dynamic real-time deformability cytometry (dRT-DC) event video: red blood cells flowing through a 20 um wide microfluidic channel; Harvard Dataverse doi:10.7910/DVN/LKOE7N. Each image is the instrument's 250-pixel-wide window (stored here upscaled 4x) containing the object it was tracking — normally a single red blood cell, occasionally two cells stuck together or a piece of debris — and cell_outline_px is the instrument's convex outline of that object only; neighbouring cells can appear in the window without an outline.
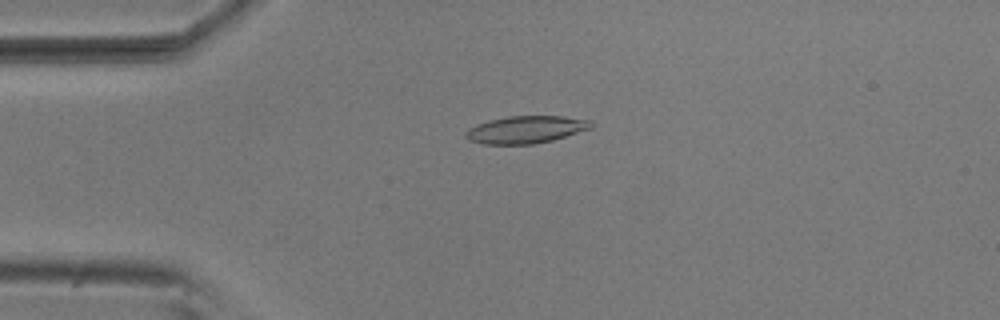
{"species": "common noctule bat (a hibernating species)", "species_latin": "Nyctalus noctula", "temperature_condition": "room temperature", "stored_images_in_passage": 54, "camera_frame_rate_fps": 3000, "um_per_image_px": 0.085, "animal": {"sex": "male", "body_mass_g": 20.5, "forearm_length_mm": 52.5}, "frame": {"image": 1, "passage_image": 13, "time_ms": 4.0, "image_size_px": [1000, 320], "cell_outline_px": [[592, 128], [552, 140], [532, 144], [484, 144], [468, 140], [464, 136], [464, 132], [468, 128], [476, 124], [488, 120], [508, 116], [564, 116], [592, 120]], "centroid_in_image_um": [44.67, 11.01], "position_along_channel_um": 40.3, "area_um2": 20.11}}
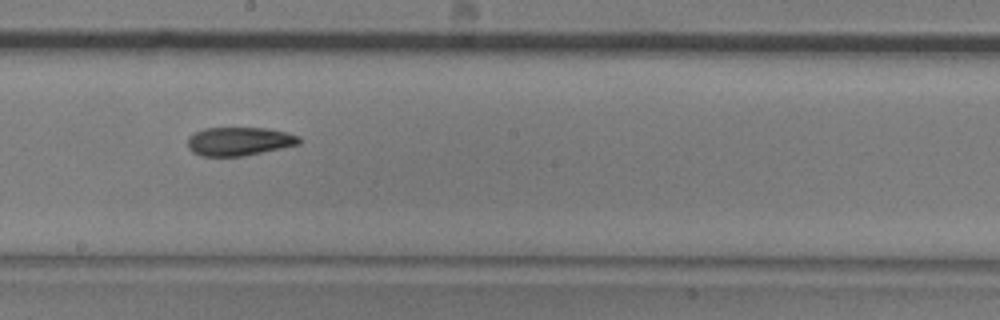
{"frame": {"image": 2, "passage_image": 30, "time_ms": 9.667, "image_size_px": [1000, 320], "cell_outline_px": [[300, 144], [244, 156], [200, 156], [192, 152], [188, 148], [188, 136], [204, 128], [268, 128], [300, 136]], "centroid_in_image_um": [20.31, 12.02], "position_along_channel_um": 227.9, "area_um2": 18.55}}
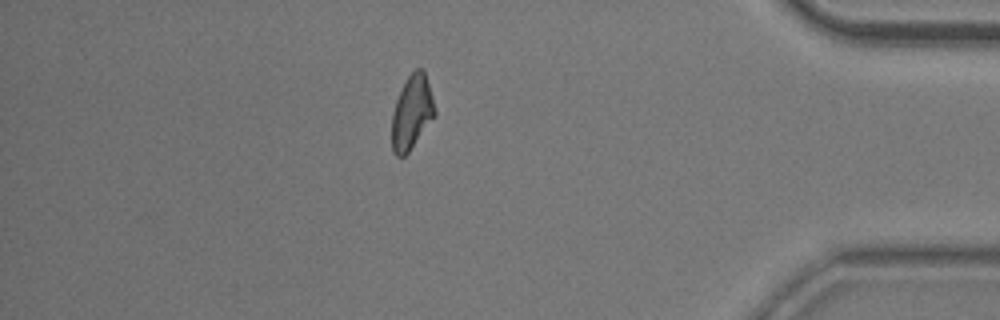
{"frame": {"image": 3, "passage_image": 47, "time_ms": 15.333, "image_size_px": [1000, 320], "cell_outline_px": [[436, 112], [408, 152], [404, 156], [396, 156], [392, 152], [392, 112], [396, 100], [408, 76], [416, 68], [420, 68], [424, 72], [432, 96]], "centroid_in_image_um": [34.97, 9.56], "position_along_channel_um": 400.2, "area_um2": 17.92}, "authors_computed_cell_mechanics": {"area_um2": 19.1607, "velocity_mm_per_s": 3.733, "shape_relaxation_time_tau1_ms": 5.1145, "shape_relaxation_time_tau2_ms": 8.7528, "deformation_change_tau1": 0.1418, "deformation_change_tau2": 0.1721}}